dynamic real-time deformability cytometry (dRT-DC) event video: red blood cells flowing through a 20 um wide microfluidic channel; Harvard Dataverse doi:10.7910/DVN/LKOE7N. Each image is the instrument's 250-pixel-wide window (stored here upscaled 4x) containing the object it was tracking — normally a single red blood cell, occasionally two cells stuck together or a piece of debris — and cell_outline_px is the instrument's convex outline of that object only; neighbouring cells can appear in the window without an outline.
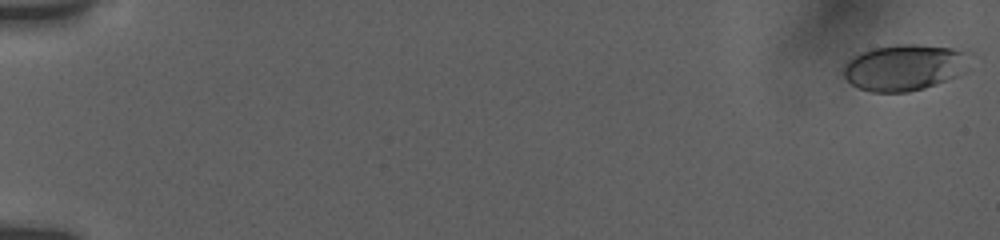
{"species": "human", "species_latin": "Homo sapiens", "temperature_condition": "room temperature", "stored_images_in_passage": 31, "camera_frame_rate_fps": 3000, "um_per_image_px": 0.085, "donor": {"sex": "female"}, "frame": {"image": 1, "passage_image": 1, "time_ms": 0.0, "image_size_px": [1000, 240], "cell_outline_px": [[972, 52], [956, 76], [936, 84], [924, 88], [908, 92], [872, 92], [860, 88], [852, 84], [844, 76], [844, 64], [848, 60], [860, 52], [872, 48], [896, 44], [916, 44], [952, 48]], "centroid_in_image_um": [76.82, 5.72], "position_along_channel_um": 8.2, "area_um2": 33.64}}
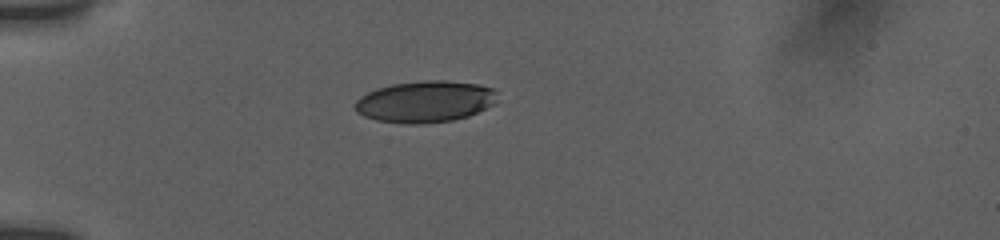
{"frame": {"image": 2, "passage_image": 24, "time_ms": 5.333, "image_size_px": [1000, 240], "cell_outline_px": [[496, 104], [468, 116], [452, 120], [424, 124], [404, 124], [376, 120], [364, 116], [356, 112], [352, 104], [360, 96], [376, 88], [392, 84], [424, 80], [444, 80], [476, 84], [492, 88], [496, 92]], "centroid_in_image_um": [36.1, 8.64], "position_along_channel_um": 48.9, "area_um2": 34.74}}
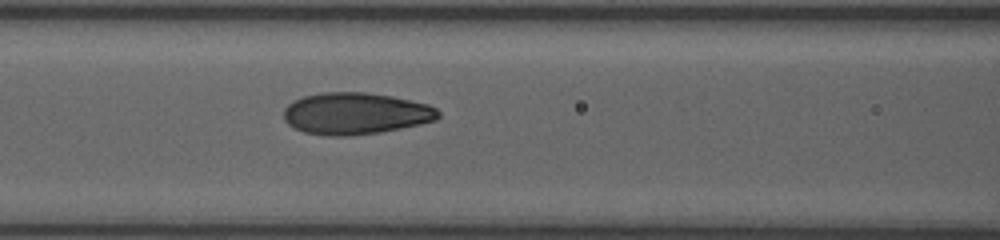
{"frame": {"image": 3, "passage_image": 31, "time_ms": 8.333, "image_size_px": [1000, 240], "cell_outline_px": [[440, 116], [436, 120], [420, 124], [380, 132], [348, 136], [328, 136], [304, 132], [288, 124], [284, 120], [284, 108], [288, 104], [304, 96], [320, 92], [364, 92], [392, 96], [428, 104], [436, 108], [440, 112]], "centroid_in_image_um": [30.23, 9.65], "position_along_channel_um": 136.4, "area_um2": 37.63}}